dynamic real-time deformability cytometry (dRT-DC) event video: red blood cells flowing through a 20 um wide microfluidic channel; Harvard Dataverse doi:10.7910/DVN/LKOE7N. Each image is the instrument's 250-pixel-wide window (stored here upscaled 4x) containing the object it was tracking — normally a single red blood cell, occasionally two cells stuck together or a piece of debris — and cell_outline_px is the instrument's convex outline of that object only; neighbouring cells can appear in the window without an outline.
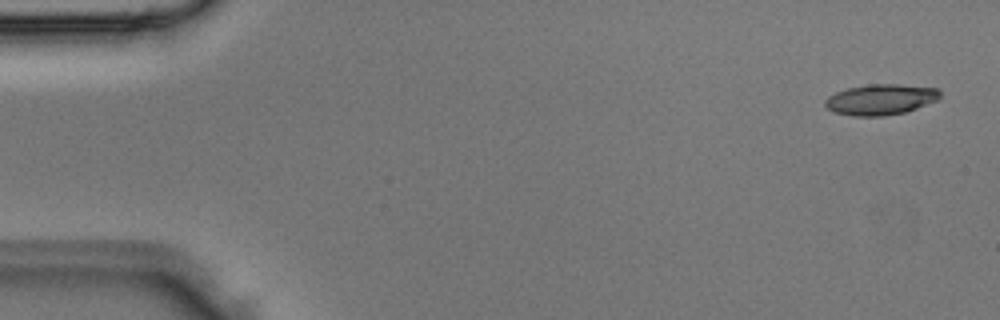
{"species": "Egyptian fruit bat (a non-hibernating species)", "species_latin": "Rousettus aegyptiacus", "temperature_condition": "room temperature", "stored_images_in_passage": 3, "camera_frame_rate_fps": 3000, "um_per_image_px": 0.085, "animal": {"sex": "male"}, "frame": {"image": 1, "passage_image": 1, "time_ms": 0.0, "image_size_px": [1000, 320], "cell_outline_px": [[940, 96], [936, 100], [916, 108], [904, 112], [884, 116], [856, 116], [832, 112], [824, 104], [824, 100], [828, 96], [836, 92], [848, 88], [868, 84], [900, 84], [936, 88], [940, 92]], "centroid_in_image_um": [74.81, 8.45], "position_along_channel_um": 10.2, "area_um2": 20.46}}